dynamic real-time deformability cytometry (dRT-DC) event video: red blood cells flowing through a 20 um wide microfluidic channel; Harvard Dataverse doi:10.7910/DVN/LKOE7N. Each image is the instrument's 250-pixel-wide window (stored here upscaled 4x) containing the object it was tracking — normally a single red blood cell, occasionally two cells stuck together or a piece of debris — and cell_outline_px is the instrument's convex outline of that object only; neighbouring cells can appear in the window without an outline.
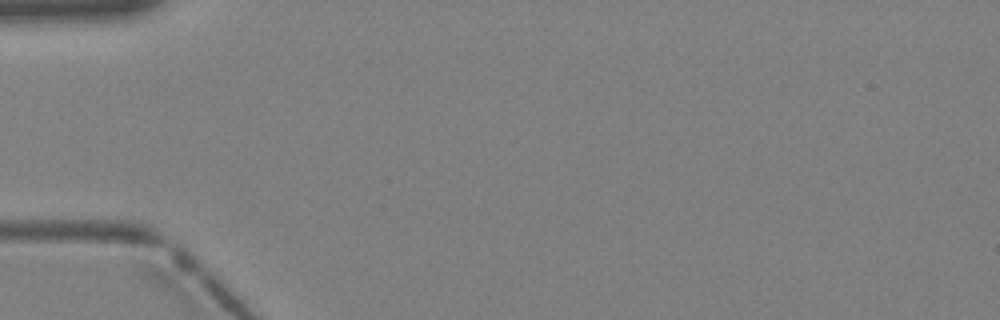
{"species": "Egyptian fruit bat (a non-hibernating species)", "species_latin": "Rousettus aegyptiacus", "temperature_condition": "warm", "stored_images_in_passage": 3, "camera_frame_rate_fps": 3000, "um_per_image_px": 0.085, "animal": {"sex": "female"}, "frame": {"image": 1, "passage_image": 2, "time_ms": 0.333, "image_size_px": [1000, 320], "cell_outline_px": [[236, 48], [224, 64], [220, 68], [192, 92], [184, 96], [172, 96], [168, 84], [204, 56], [228, 40]], "centroid_in_image_um": [17.11, 5.99], "position_along_channel_um": 67.9, "area_um2": 10.23}}